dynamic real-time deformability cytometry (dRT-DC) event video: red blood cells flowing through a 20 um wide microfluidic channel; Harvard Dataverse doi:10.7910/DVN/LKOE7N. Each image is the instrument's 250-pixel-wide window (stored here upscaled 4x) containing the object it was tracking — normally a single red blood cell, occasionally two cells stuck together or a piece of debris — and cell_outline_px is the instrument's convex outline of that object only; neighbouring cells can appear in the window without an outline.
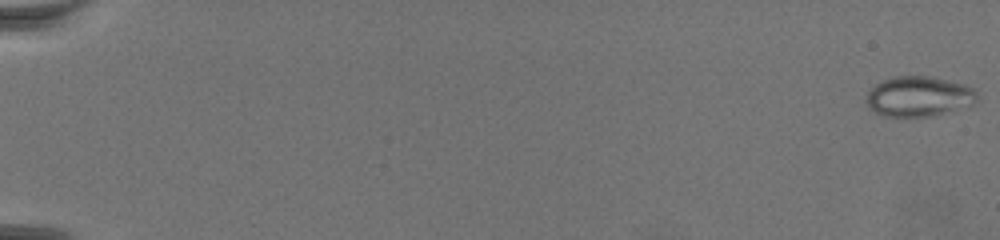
{"species": "common noctule bat (a hibernating species)", "species_latin": "Nyctalus noctula", "temperature_condition": "warm", "stored_images_in_passage": 72, "camera_frame_rate_fps": 3000, "um_per_image_px": 0.085, "animal": {"sex": "female", "body_mass_g": 19.5, "forearm_length_mm": 54.1}, "frame": {"image": 1, "passage_image": 1, "time_ms": 0.0, "image_size_px": [1000, 240], "cell_outline_px": [[976, 100], [968, 108], [932, 116], [884, 116], [868, 108], [868, 92], [876, 84], [892, 76], [928, 76], [964, 84], [976, 88]], "centroid_in_image_um": [78.15, 8.2], "position_along_channel_um": 6.9, "area_um2": 25.95}}
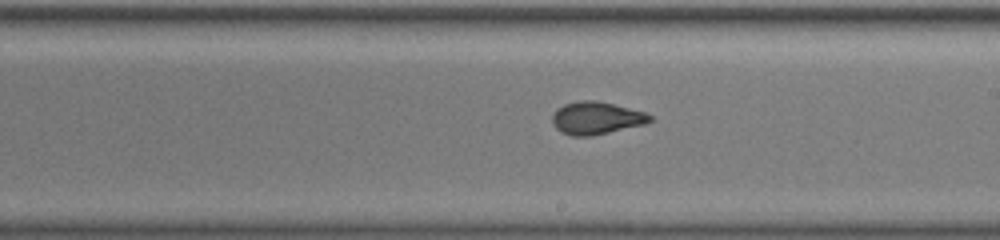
{"frame": {"image": 2, "passage_image": 45, "time_ms": 14.667, "image_size_px": [1000, 240], "cell_outline_px": [[652, 120], [644, 124], [592, 136], [572, 136], [560, 132], [552, 124], [552, 116], [556, 108], [564, 104], [576, 100], [596, 100], [644, 112], [652, 116]], "centroid_in_image_um": [50.63, 10.03], "position_along_channel_um": 238.4, "area_um2": 18.55}}
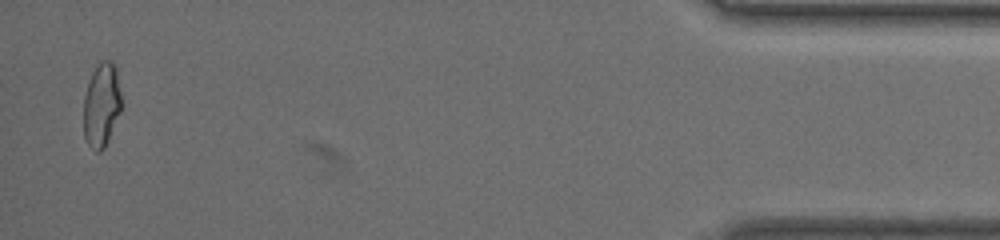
{"frame": {"image": 3, "passage_image": 71, "time_ms": 23.333, "image_size_px": [1000, 240], "cell_outline_px": [[120, 112], [108, 140], [104, 148], [100, 152], [96, 152], [88, 144], [84, 136], [84, 96], [88, 80], [92, 72], [100, 60], [112, 60], [116, 64], [120, 92]], "centroid_in_image_um": [8.62, 8.88], "position_along_channel_um": 426.6, "area_um2": 18.61}}